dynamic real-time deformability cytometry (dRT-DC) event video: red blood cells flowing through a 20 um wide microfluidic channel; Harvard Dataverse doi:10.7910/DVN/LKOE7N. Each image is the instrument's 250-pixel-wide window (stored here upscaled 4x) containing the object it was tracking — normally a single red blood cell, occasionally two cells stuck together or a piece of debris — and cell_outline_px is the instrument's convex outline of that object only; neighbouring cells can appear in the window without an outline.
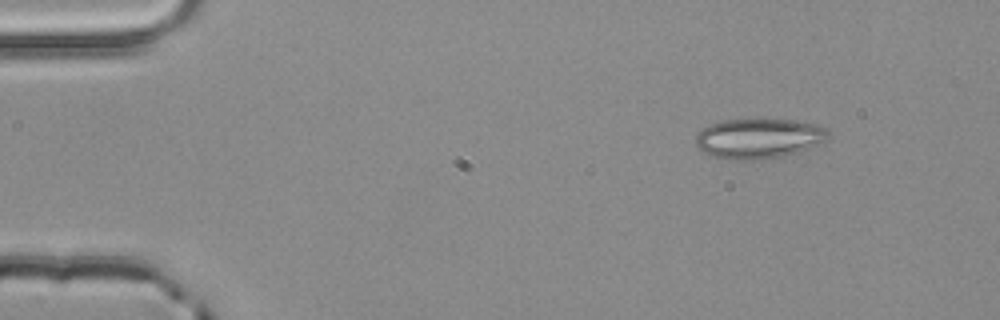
{"species": "common noctule bat (a hibernating species)", "species_latin": "Nyctalus noctula", "temperature_condition": "room temperature", "stored_images_in_passage": 3, "camera_frame_rate_fps": 3000, "um_per_image_px": 0.085, "animal": {"sex": "male", "body_mass_g": 20.4}, "frame": {"image": 1, "passage_image": 1, "time_ms": 0.0, "image_size_px": [1000, 320], "cell_outline_px": [[828, 136], [824, 144], [796, 152], [764, 160], [736, 160], [712, 156], [704, 152], [696, 144], [696, 136], [704, 128], [720, 120], [796, 120], [816, 124], [828, 128]], "centroid_in_image_um": [64.55, 11.78], "position_along_channel_um": 20.4, "area_um2": 30.87}}